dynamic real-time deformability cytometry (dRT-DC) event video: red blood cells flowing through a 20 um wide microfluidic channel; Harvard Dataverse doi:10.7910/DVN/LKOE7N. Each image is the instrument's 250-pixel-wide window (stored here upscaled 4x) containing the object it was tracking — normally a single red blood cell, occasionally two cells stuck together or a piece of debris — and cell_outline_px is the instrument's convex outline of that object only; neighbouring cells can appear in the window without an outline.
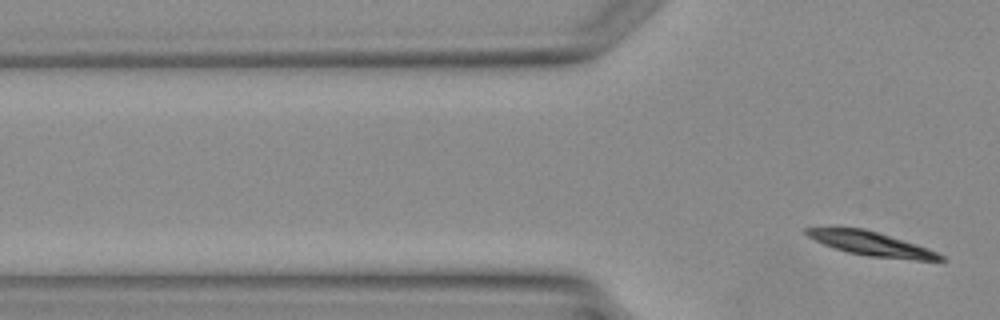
{"species": "Egyptian fruit bat (a non-hibernating species)", "species_latin": "Rousettus aegyptiacus", "temperature_condition": "warm", "stored_images_in_passage": 5, "segment_of_instrument_passage": [2, 2], "camera_frame_rate_fps": 3000, "um_per_image_px": 0.085, "animal": {"sex": "female"}, "frame": {"image": 1, "passage_image": 5, "time_ms": 4.667, "image_size_px": [1000, 320], "cell_outline_px": [[948, 260], [916, 260], [868, 256], [848, 252], [824, 244], [808, 236], [804, 232], [804, 228], [864, 228], [916, 244], [928, 248], [944, 256]], "centroid_in_image_um": [74.09, 20.73], "position_along_channel_um": 51.7, "area_um2": 18.38}}